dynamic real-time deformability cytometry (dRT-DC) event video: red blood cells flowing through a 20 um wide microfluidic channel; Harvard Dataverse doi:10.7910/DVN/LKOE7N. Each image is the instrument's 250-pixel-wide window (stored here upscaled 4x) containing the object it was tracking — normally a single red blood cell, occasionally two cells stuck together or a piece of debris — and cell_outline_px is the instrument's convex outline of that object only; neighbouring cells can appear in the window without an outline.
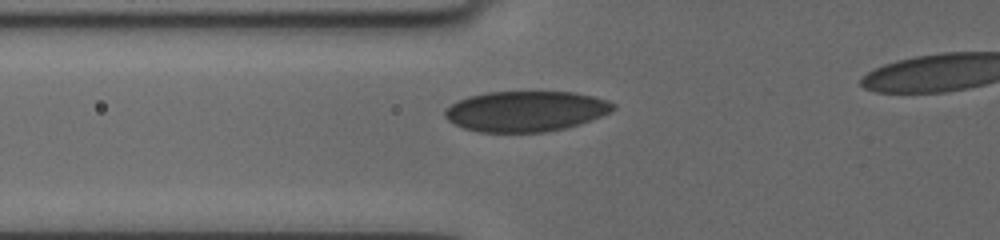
{"species": "human", "species_latin": "Homo sapiens", "temperature_condition": "cold", "stored_images_in_passage": 5, "segment_of_instrument_passage": [1, 2], "camera_frame_rate_fps": 3000, "um_per_image_px": 0.085, "donor": {"sex": "female"}, "frame": {"image": 1, "passage_image": 4, "time_ms": 3.333, "image_size_px": [1000, 240], "cell_outline_px": [[616, 108], [600, 116], [580, 124], [564, 128], [544, 132], [480, 132], [464, 128], [448, 120], [444, 116], [444, 112], [452, 104], [468, 96], [488, 92], [576, 92], [608, 100], [616, 104]], "centroid_in_image_um": [44.71, 9.45], "position_along_channel_um": 81.1, "area_um2": 39.48}}